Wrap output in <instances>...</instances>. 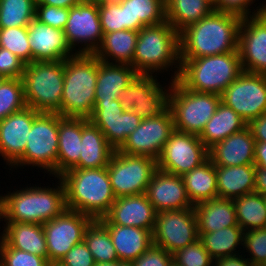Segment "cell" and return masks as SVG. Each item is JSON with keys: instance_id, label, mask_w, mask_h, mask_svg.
I'll return each instance as SVG.
<instances>
[{"instance_id": "obj_1", "label": "cell", "mask_w": 266, "mask_h": 266, "mask_svg": "<svg viewBox=\"0 0 266 266\" xmlns=\"http://www.w3.org/2000/svg\"><path fill=\"white\" fill-rule=\"evenodd\" d=\"M242 18L213 11L179 33L180 63L194 59L238 51Z\"/></svg>"}, {"instance_id": "obj_2", "label": "cell", "mask_w": 266, "mask_h": 266, "mask_svg": "<svg viewBox=\"0 0 266 266\" xmlns=\"http://www.w3.org/2000/svg\"><path fill=\"white\" fill-rule=\"evenodd\" d=\"M132 67L144 75L174 70L170 80L178 79L181 71L179 33L167 20L138 31Z\"/></svg>"}, {"instance_id": "obj_3", "label": "cell", "mask_w": 266, "mask_h": 266, "mask_svg": "<svg viewBox=\"0 0 266 266\" xmlns=\"http://www.w3.org/2000/svg\"><path fill=\"white\" fill-rule=\"evenodd\" d=\"M66 208L94 219L103 218L115 201L107 167L70 169L59 176Z\"/></svg>"}, {"instance_id": "obj_4", "label": "cell", "mask_w": 266, "mask_h": 266, "mask_svg": "<svg viewBox=\"0 0 266 266\" xmlns=\"http://www.w3.org/2000/svg\"><path fill=\"white\" fill-rule=\"evenodd\" d=\"M57 184L49 186H25L7 191L6 222L44 224L59 216L66 208L65 189L59 177Z\"/></svg>"}, {"instance_id": "obj_5", "label": "cell", "mask_w": 266, "mask_h": 266, "mask_svg": "<svg viewBox=\"0 0 266 266\" xmlns=\"http://www.w3.org/2000/svg\"><path fill=\"white\" fill-rule=\"evenodd\" d=\"M97 57L75 54L64 60L61 116L89 119L95 106Z\"/></svg>"}, {"instance_id": "obj_6", "label": "cell", "mask_w": 266, "mask_h": 266, "mask_svg": "<svg viewBox=\"0 0 266 266\" xmlns=\"http://www.w3.org/2000/svg\"><path fill=\"white\" fill-rule=\"evenodd\" d=\"M242 72L240 53L236 51L186 59L178 80L192 91L221 95Z\"/></svg>"}, {"instance_id": "obj_7", "label": "cell", "mask_w": 266, "mask_h": 266, "mask_svg": "<svg viewBox=\"0 0 266 266\" xmlns=\"http://www.w3.org/2000/svg\"><path fill=\"white\" fill-rule=\"evenodd\" d=\"M21 79L27 107L61 115L64 60L34 61L26 64Z\"/></svg>"}, {"instance_id": "obj_8", "label": "cell", "mask_w": 266, "mask_h": 266, "mask_svg": "<svg viewBox=\"0 0 266 266\" xmlns=\"http://www.w3.org/2000/svg\"><path fill=\"white\" fill-rule=\"evenodd\" d=\"M221 102V95L187 89L178 79L171 81L168 108L175 130L200 136Z\"/></svg>"}, {"instance_id": "obj_9", "label": "cell", "mask_w": 266, "mask_h": 266, "mask_svg": "<svg viewBox=\"0 0 266 266\" xmlns=\"http://www.w3.org/2000/svg\"><path fill=\"white\" fill-rule=\"evenodd\" d=\"M59 114L41 112L33 121L23 156L11 167H37L57 178Z\"/></svg>"}, {"instance_id": "obj_10", "label": "cell", "mask_w": 266, "mask_h": 266, "mask_svg": "<svg viewBox=\"0 0 266 266\" xmlns=\"http://www.w3.org/2000/svg\"><path fill=\"white\" fill-rule=\"evenodd\" d=\"M157 169L154 158L114 150L107 172L115 197L144 194Z\"/></svg>"}, {"instance_id": "obj_11", "label": "cell", "mask_w": 266, "mask_h": 266, "mask_svg": "<svg viewBox=\"0 0 266 266\" xmlns=\"http://www.w3.org/2000/svg\"><path fill=\"white\" fill-rule=\"evenodd\" d=\"M158 75L139 74L119 95L124 110H132L142 119L159 116L168 108L171 81L160 83Z\"/></svg>"}, {"instance_id": "obj_12", "label": "cell", "mask_w": 266, "mask_h": 266, "mask_svg": "<svg viewBox=\"0 0 266 266\" xmlns=\"http://www.w3.org/2000/svg\"><path fill=\"white\" fill-rule=\"evenodd\" d=\"M199 239L194 208L169 210L156 213L152 232L153 244L175 253Z\"/></svg>"}, {"instance_id": "obj_13", "label": "cell", "mask_w": 266, "mask_h": 266, "mask_svg": "<svg viewBox=\"0 0 266 266\" xmlns=\"http://www.w3.org/2000/svg\"><path fill=\"white\" fill-rule=\"evenodd\" d=\"M221 102L248 124L266 113V75L243 71L223 91Z\"/></svg>"}, {"instance_id": "obj_14", "label": "cell", "mask_w": 266, "mask_h": 266, "mask_svg": "<svg viewBox=\"0 0 266 266\" xmlns=\"http://www.w3.org/2000/svg\"><path fill=\"white\" fill-rule=\"evenodd\" d=\"M208 159V148L199 136L174 130L157 159V168L167 173L183 176Z\"/></svg>"}, {"instance_id": "obj_15", "label": "cell", "mask_w": 266, "mask_h": 266, "mask_svg": "<svg viewBox=\"0 0 266 266\" xmlns=\"http://www.w3.org/2000/svg\"><path fill=\"white\" fill-rule=\"evenodd\" d=\"M63 31L75 54H94L103 39L98 2L81 1L71 7Z\"/></svg>"}, {"instance_id": "obj_16", "label": "cell", "mask_w": 266, "mask_h": 266, "mask_svg": "<svg viewBox=\"0 0 266 266\" xmlns=\"http://www.w3.org/2000/svg\"><path fill=\"white\" fill-rule=\"evenodd\" d=\"M93 219L83 213L65 209L43 224L48 262L57 263L76 244L84 240L86 227Z\"/></svg>"}, {"instance_id": "obj_17", "label": "cell", "mask_w": 266, "mask_h": 266, "mask_svg": "<svg viewBox=\"0 0 266 266\" xmlns=\"http://www.w3.org/2000/svg\"><path fill=\"white\" fill-rule=\"evenodd\" d=\"M174 130L173 115L167 108L157 117L142 119L118 151L127 155L149 156L157 160Z\"/></svg>"}, {"instance_id": "obj_18", "label": "cell", "mask_w": 266, "mask_h": 266, "mask_svg": "<svg viewBox=\"0 0 266 266\" xmlns=\"http://www.w3.org/2000/svg\"><path fill=\"white\" fill-rule=\"evenodd\" d=\"M238 51L243 71L266 75V12L242 18Z\"/></svg>"}, {"instance_id": "obj_19", "label": "cell", "mask_w": 266, "mask_h": 266, "mask_svg": "<svg viewBox=\"0 0 266 266\" xmlns=\"http://www.w3.org/2000/svg\"><path fill=\"white\" fill-rule=\"evenodd\" d=\"M40 113L26 107L0 120V157L9 170L23 156L32 123Z\"/></svg>"}, {"instance_id": "obj_20", "label": "cell", "mask_w": 266, "mask_h": 266, "mask_svg": "<svg viewBox=\"0 0 266 266\" xmlns=\"http://www.w3.org/2000/svg\"><path fill=\"white\" fill-rule=\"evenodd\" d=\"M145 194L156 213L192 208L182 176L157 169Z\"/></svg>"}, {"instance_id": "obj_21", "label": "cell", "mask_w": 266, "mask_h": 266, "mask_svg": "<svg viewBox=\"0 0 266 266\" xmlns=\"http://www.w3.org/2000/svg\"><path fill=\"white\" fill-rule=\"evenodd\" d=\"M99 220L103 224L134 226L153 232L156 212L144 193L116 198L109 212Z\"/></svg>"}, {"instance_id": "obj_22", "label": "cell", "mask_w": 266, "mask_h": 266, "mask_svg": "<svg viewBox=\"0 0 266 266\" xmlns=\"http://www.w3.org/2000/svg\"><path fill=\"white\" fill-rule=\"evenodd\" d=\"M31 63L34 61H62L75 55L67 44L63 30L32 20L28 25Z\"/></svg>"}, {"instance_id": "obj_23", "label": "cell", "mask_w": 266, "mask_h": 266, "mask_svg": "<svg viewBox=\"0 0 266 266\" xmlns=\"http://www.w3.org/2000/svg\"><path fill=\"white\" fill-rule=\"evenodd\" d=\"M256 141L248 126L208 149L209 160L215 166L254 164Z\"/></svg>"}, {"instance_id": "obj_24", "label": "cell", "mask_w": 266, "mask_h": 266, "mask_svg": "<svg viewBox=\"0 0 266 266\" xmlns=\"http://www.w3.org/2000/svg\"><path fill=\"white\" fill-rule=\"evenodd\" d=\"M139 75L128 64L107 63L97 58L95 102H112Z\"/></svg>"}, {"instance_id": "obj_25", "label": "cell", "mask_w": 266, "mask_h": 266, "mask_svg": "<svg viewBox=\"0 0 266 266\" xmlns=\"http://www.w3.org/2000/svg\"><path fill=\"white\" fill-rule=\"evenodd\" d=\"M82 118L59 114L57 177L70 169H79Z\"/></svg>"}, {"instance_id": "obj_26", "label": "cell", "mask_w": 266, "mask_h": 266, "mask_svg": "<svg viewBox=\"0 0 266 266\" xmlns=\"http://www.w3.org/2000/svg\"><path fill=\"white\" fill-rule=\"evenodd\" d=\"M0 232V243L48 260L46 238L42 224L6 222Z\"/></svg>"}, {"instance_id": "obj_27", "label": "cell", "mask_w": 266, "mask_h": 266, "mask_svg": "<svg viewBox=\"0 0 266 266\" xmlns=\"http://www.w3.org/2000/svg\"><path fill=\"white\" fill-rule=\"evenodd\" d=\"M198 233H212L225 227L239 226L232 199L216 197L193 206Z\"/></svg>"}, {"instance_id": "obj_28", "label": "cell", "mask_w": 266, "mask_h": 266, "mask_svg": "<svg viewBox=\"0 0 266 266\" xmlns=\"http://www.w3.org/2000/svg\"><path fill=\"white\" fill-rule=\"evenodd\" d=\"M109 231L119 261L133 262L152 245V232L134 226L104 224Z\"/></svg>"}, {"instance_id": "obj_29", "label": "cell", "mask_w": 266, "mask_h": 266, "mask_svg": "<svg viewBox=\"0 0 266 266\" xmlns=\"http://www.w3.org/2000/svg\"><path fill=\"white\" fill-rule=\"evenodd\" d=\"M79 168H104L108 166L114 149L104 134L89 119L82 118V136Z\"/></svg>"}, {"instance_id": "obj_30", "label": "cell", "mask_w": 266, "mask_h": 266, "mask_svg": "<svg viewBox=\"0 0 266 266\" xmlns=\"http://www.w3.org/2000/svg\"><path fill=\"white\" fill-rule=\"evenodd\" d=\"M254 164L241 166H216L218 197L235 199L254 192Z\"/></svg>"}, {"instance_id": "obj_31", "label": "cell", "mask_w": 266, "mask_h": 266, "mask_svg": "<svg viewBox=\"0 0 266 266\" xmlns=\"http://www.w3.org/2000/svg\"><path fill=\"white\" fill-rule=\"evenodd\" d=\"M137 37L138 31L134 30H121L103 34L102 42L94 55L100 61L132 66Z\"/></svg>"}, {"instance_id": "obj_32", "label": "cell", "mask_w": 266, "mask_h": 266, "mask_svg": "<svg viewBox=\"0 0 266 266\" xmlns=\"http://www.w3.org/2000/svg\"><path fill=\"white\" fill-rule=\"evenodd\" d=\"M124 8L126 30L139 31L145 26L166 21L165 0H117Z\"/></svg>"}, {"instance_id": "obj_33", "label": "cell", "mask_w": 266, "mask_h": 266, "mask_svg": "<svg viewBox=\"0 0 266 266\" xmlns=\"http://www.w3.org/2000/svg\"><path fill=\"white\" fill-rule=\"evenodd\" d=\"M246 126L247 123L232 108L220 102L199 138L209 149Z\"/></svg>"}, {"instance_id": "obj_34", "label": "cell", "mask_w": 266, "mask_h": 266, "mask_svg": "<svg viewBox=\"0 0 266 266\" xmlns=\"http://www.w3.org/2000/svg\"><path fill=\"white\" fill-rule=\"evenodd\" d=\"M166 20L180 33L214 11L212 0H165Z\"/></svg>"}, {"instance_id": "obj_35", "label": "cell", "mask_w": 266, "mask_h": 266, "mask_svg": "<svg viewBox=\"0 0 266 266\" xmlns=\"http://www.w3.org/2000/svg\"><path fill=\"white\" fill-rule=\"evenodd\" d=\"M182 178L193 205L218 197L216 166L209 159Z\"/></svg>"}, {"instance_id": "obj_36", "label": "cell", "mask_w": 266, "mask_h": 266, "mask_svg": "<svg viewBox=\"0 0 266 266\" xmlns=\"http://www.w3.org/2000/svg\"><path fill=\"white\" fill-rule=\"evenodd\" d=\"M199 240L211 258L216 260L220 257L241 254L244 230L240 226L225 227L212 233H199Z\"/></svg>"}, {"instance_id": "obj_37", "label": "cell", "mask_w": 266, "mask_h": 266, "mask_svg": "<svg viewBox=\"0 0 266 266\" xmlns=\"http://www.w3.org/2000/svg\"><path fill=\"white\" fill-rule=\"evenodd\" d=\"M89 120L104 134L109 145L114 150H118L140 125L142 118L132 110H125L118 118Z\"/></svg>"}, {"instance_id": "obj_38", "label": "cell", "mask_w": 266, "mask_h": 266, "mask_svg": "<svg viewBox=\"0 0 266 266\" xmlns=\"http://www.w3.org/2000/svg\"><path fill=\"white\" fill-rule=\"evenodd\" d=\"M238 225L245 231L266 227L263 195L257 192L233 199Z\"/></svg>"}, {"instance_id": "obj_39", "label": "cell", "mask_w": 266, "mask_h": 266, "mask_svg": "<svg viewBox=\"0 0 266 266\" xmlns=\"http://www.w3.org/2000/svg\"><path fill=\"white\" fill-rule=\"evenodd\" d=\"M84 242L95 263L119 261L109 231L100 220L94 219L86 227Z\"/></svg>"}, {"instance_id": "obj_40", "label": "cell", "mask_w": 266, "mask_h": 266, "mask_svg": "<svg viewBox=\"0 0 266 266\" xmlns=\"http://www.w3.org/2000/svg\"><path fill=\"white\" fill-rule=\"evenodd\" d=\"M37 0H0V28L28 27L35 19Z\"/></svg>"}, {"instance_id": "obj_41", "label": "cell", "mask_w": 266, "mask_h": 266, "mask_svg": "<svg viewBox=\"0 0 266 266\" xmlns=\"http://www.w3.org/2000/svg\"><path fill=\"white\" fill-rule=\"evenodd\" d=\"M27 107L21 78L0 83V120Z\"/></svg>"}, {"instance_id": "obj_42", "label": "cell", "mask_w": 266, "mask_h": 266, "mask_svg": "<svg viewBox=\"0 0 266 266\" xmlns=\"http://www.w3.org/2000/svg\"><path fill=\"white\" fill-rule=\"evenodd\" d=\"M0 47L15 54L25 64L31 63L28 27L0 28Z\"/></svg>"}, {"instance_id": "obj_43", "label": "cell", "mask_w": 266, "mask_h": 266, "mask_svg": "<svg viewBox=\"0 0 266 266\" xmlns=\"http://www.w3.org/2000/svg\"><path fill=\"white\" fill-rule=\"evenodd\" d=\"M98 10L103 34L126 30L124 8L117 0L98 2Z\"/></svg>"}, {"instance_id": "obj_44", "label": "cell", "mask_w": 266, "mask_h": 266, "mask_svg": "<svg viewBox=\"0 0 266 266\" xmlns=\"http://www.w3.org/2000/svg\"><path fill=\"white\" fill-rule=\"evenodd\" d=\"M243 254L256 266L266 264V227L244 232ZM246 250V251H245ZM249 253V254H248Z\"/></svg>"}, {"instance_id": "obj_45", "label": "cell", "mask_w": 266, "mask_h": 266, "mask_svg": "<svg viewBox=\"0 0 266 266\" xmlns=\"http://www.w3.org/2000/svg\"><path fill=\"white\" fill-rule=\"evenodd\" d=\"M42 256L9 247L4 241L0 243V266H49Z\"/></svg>"}, {"instance_id": "obj_46", "label": "cell", "mask_w": 266, "mask_h": 266, "mask_svg": "<svg viewBox=\"0 0 266 266\" xmlns=\"http://www.w3.org/2000/svg\"><path fill=\"white\" fill-rule=\"evenodd\" d=\"M173 262L178 266H214V260L199 239L173 253Z\"/></svg>"}, {"instance_id": "obj_47", "label": "cell", "mask_w": 266, "mask_h": 266, "mask_svg": "<svg viewBox=\"0 0 266 266\" xmlns=\"http://www.w3.org/2000/svg\"><path fill=\"white\" fill-rule=\"evenodd\" d=\"M256 0H215L213 2L214 10L237 15L246 18L266 12V2L258 3L255 9H250ZM265 3V4H264ZM250 10V11H249ZM252 10V11H251Z\"/></svg>"}, {"instance_id": "obj_48", "label": "cell", "mask_w": 266, "mask_h": 266, "mask_svg": "<svg viewBox=\"0 0 266 266\" xmlns=\"http://www.w3.org/2000/svg\"><path fill=\"white\" fill-rule=\"evenodd\" d=\"M69 8H61L49 5L35 6V19L45 25L63 30L66 26Z\"/></svg>"}, {"instance_id": "obj_49", "label": "cell", "mask_w": 266, "mask_h": 266, "mask_svg": "<svg viewBox=\"0 0 266 266\" xmlns=\"http://www.w3.org/2000/svg\"><path fill=\"white\" fill-rule=\"evenodd\" d=\"M25 63L9 50L0 47V76L4 79L22 78Z\"/></svg>"}, {"instance_id": "obj_50", "label": "cell", "mask_w": 266, "mask_h": 266, "mask_svg": "<svg viewBox=\"0 0 266 266\" xmlns=\"http://www.w3.org/2000/svg\"><path fill=\"white\" fill-rule=\"evenodd\" d=\"M173 262V254L159 246L152 245L143 252L132 264L133 266H170Z\"/></svg>"}, {"instance_id": "obj_51", "label": "cell", "mask_w": 266, "mask_h": 266, "mask_svg": "<svg viewBox=\"0 0 266 266\" xmlns=\"http://www.w3.org/2000/svg\"><path fill=\"white\" fill-rule=\"evenodd\" d=\"M63 266H94L95 261L84 240L74 245L58 262Z\"/></svg>"}, {"instance_id": "obj_52", "label": "cell", "mask_w": 266, "mask_h": 266, "mask_svg": "<svg viewBox=\"0 0 266 266\" xmlns=\"http://www.w3.org/2000/svg\"><path fill=\"white\" fill-rule=\"evenodd\" d=\"M124 111L118 99L112 102H95L93 112L89 119L118 118Z\"/></svg>"}, {"instance_id": "obj_53", "label": "cell", "mask_w": 266, "mask_h": 266, "mask_svg": "<svg viewBox=\"0 0 266 266\" xmlns=\"http://www.w3.org/2000/svg\"><path fill=\"white\" fill-rule=\"evenodd\" d=\"M247 126L256 142H266V113L250 121Z\"/></svg>"}, {"instance_id": "obj_54", "label": "cell", "mask_w": 266, "mask_h": 266, "mask_svg": "<svg viewBox=\"0 0 266 266\" xmlns=\"http://www.w3.org/2000/svg\"><path fill=\"white\" fill-rule=\"evenodd\" d=\"M244 255L220 257L214 260V266H256Z\"/></svg>"}, {"instance_id": "obj_55", "label": "cell", "mask_w": 266, "mask_h": 266, "mask_svg": "<svg viewBox=\"0 0 266 266\" xmlns=\"http://www.w3.org/2000/svg\"><path fill=\"white\" fill-rule=\"evenodd\" d=\"M254 165L258 168H266V142H256Z\"/></svg>"}, {"instance_id": "obj_56", "label": "cell", "mask_w": 266, "mask_h": 266, "mask_svg": "<svg viewBox=\"0 0 266 266\" xmlns=\"http://www.w3.org/2000/svg\"><path fill=\"white\" fill-rule=\"evenodd\" d=\"M254 192L266 195V168L256 167Z\"/></svg>"}, {"instance_id": "obj_57", "label": "cell", "mask_w": 266, "mask_h": 266, "mask_svg": "<svg viewBox=\"0 0 266 266\" xmlns=\"http://www.w3.org/2000/svg\"><path fill=\"white\" fill-rule=\"evenodd\" d=\"M81 0H37L36 5H49L61 8H71L79 4Z\"/></svg>"}, {"instance_id": "obj_58", "label": "cell", "mask_w": 266, "mask_h": 266, "mask_svg": "<svg viewBox=\"0 0 266 266\" xmlns=\"http://www.w3.org/2000/svg\"><path fill=\"white\" fill-rule=\"evenodd\" d=\"M0 221L6 223V202L3 193L0 195Z\"/></svg>"}, {"instance_id": "obj_59", "label": "cell", "mask_w": 266, "mask_h": 266, "mask_svg": "<svg viewBox=\"0 0 266 266\" xmlns=\"http://www.w3.org/2000/svg\"><path fill=\"white\" fill-rule=\"evenodd\" d=\"M94 266H117V261H114V262L95 263Z\"/></svg>"}, {"instance_id": "obj_60", "label": "cell", "mask_w": 266, "mask_h": 266, "mask_svg": "<svg viewBox=\"0 0 266 266\" xmlns=\"http://www.w3.org/2000/svg\"><path fill=\"white\" fill-rule=\"evenodd\" d=\"M117 266H133V264L127 261H117Z\"/></svg>"}, {"instance_id": "obj_61", "label": "cell", "mask_w": 266, "mask_h": 266, "mask_svg": "<svg viewBox=\"0 0 266 266\" xmlns=\"http://www.w3.org/2000/svg\"><path fill=\"white\" fill-rule=\"evenodd\" d=\"M82 2H100L105 0H81Z\"/></svg>"}, {"instance_id": "obj_62", "label": "cell", "mask_w": 266, "mask_h": 266, "mask_svg": "<svg viewBox=\"0 0 266 266\" xmlns=\"http://www.w3.org/2000/svg\"><path fill=\"white\" fill-rule=\"evenodd\" d=\"M49 266H63L61 264H59L58 262L57 263H51Z\"/></svg>"}, {"instance_id": "obj_63", "label": "cell", "mask_w": 266, "mask_h": 266, "mask_svg": "<svg viewBox=\"0 0 266 266\" xmlns=\"http://www.w3.org/2000/svg\"><path fill=\"white\" fill-rule=\"evenodd\" d=\"M263 198H264V203H265V208H266V195H264Z\"/></svg>"}, {"instance_id": "obj_64", "label": "cell", "mask_w": 266, "mask_h": 266, "mask_svg": "<svg viewBox=\"0 0 266 266\" xmlns=\"http://www.w3.org/2000/svg\"><path fill=\"white\" fill-rule=\"evenodd\" d=\"M170 266H178L175 262H172Z\"/></svg>"}]
</instances>
